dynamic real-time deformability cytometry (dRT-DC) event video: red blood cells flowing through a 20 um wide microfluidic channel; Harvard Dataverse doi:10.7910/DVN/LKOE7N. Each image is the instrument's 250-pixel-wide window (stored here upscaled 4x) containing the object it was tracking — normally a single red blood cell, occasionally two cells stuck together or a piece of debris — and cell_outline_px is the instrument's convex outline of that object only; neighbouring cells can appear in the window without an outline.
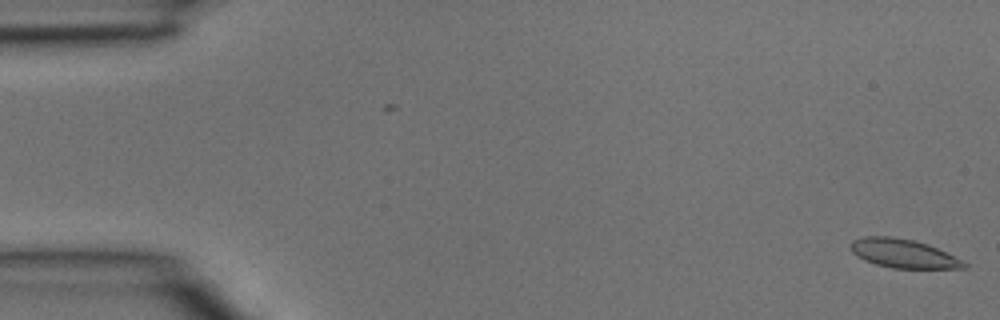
{"species": "common noctule bat (a hibernating species)", "species_latin": "Nyctalus noctula", "temperature_condition": "room temperature", "stored_images_in_passage": 2, "camera_frame_rate_fps": 3000, "um_per_image_px": 0.085, "animal": {"sex": "male", "body_mass_g": 15.6}, "frame": {"image": 1, "passage_image": 2, "time_ms": 0.333, "image_size_px": [1000, 320], "cell_outline_px": [[968, 268], [892, 268], [876, 264], [864, 260], [856, 256], [848, 248], [848, 244], [852, 240], [864, 236], [892, 236], [912, 240], [928, 244], [968, 264]], "centroid_in_image_um": [76.69, 21.54], "position_along_channel_um": 8.3, "area_um2": 18.96}}